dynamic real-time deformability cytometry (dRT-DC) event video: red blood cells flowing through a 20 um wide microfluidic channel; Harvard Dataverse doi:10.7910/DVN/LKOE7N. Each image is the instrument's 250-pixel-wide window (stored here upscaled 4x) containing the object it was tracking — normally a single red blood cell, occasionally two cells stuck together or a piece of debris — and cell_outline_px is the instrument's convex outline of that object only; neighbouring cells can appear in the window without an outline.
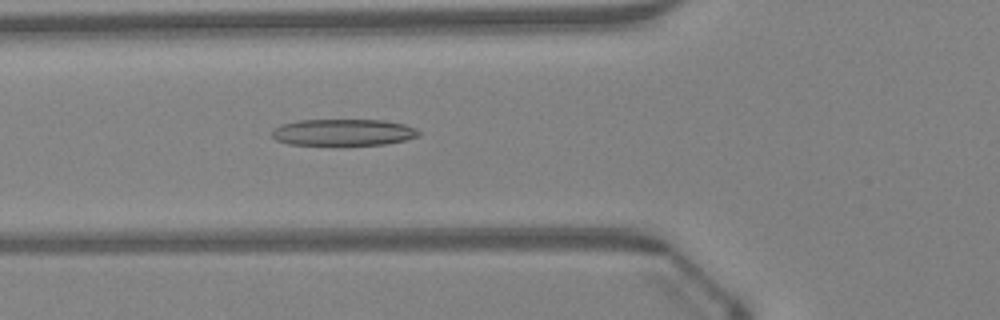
{"species": "Egyptian fruit bat (a non-hibernating species)", "species_latin": "Rousettus aegyptiacus", "temperature_condition": "warm", "stored_images_in_passage": 47, "camera_frame_rate_fps": 3000, "um_per_image_px": 0.085, "animal": {"sex": "female"}, "frame": {"image": 1, "passage_image": 17, "time_ms": 5.333, "image_size_px": [1000, 320], "cell_outline_px": [[420, 132], [416, 136], [404, 140], [384, 144], [288, 144], [276, 140], [272, 136], [272, 128], [280, 124], [300, 120], [384, 120], [404, 124], [416, 128]], "centroid_in_image_um": [29.13, 11.23], "position_along_channel_um": 96.7, "area_um2": 22.48}}
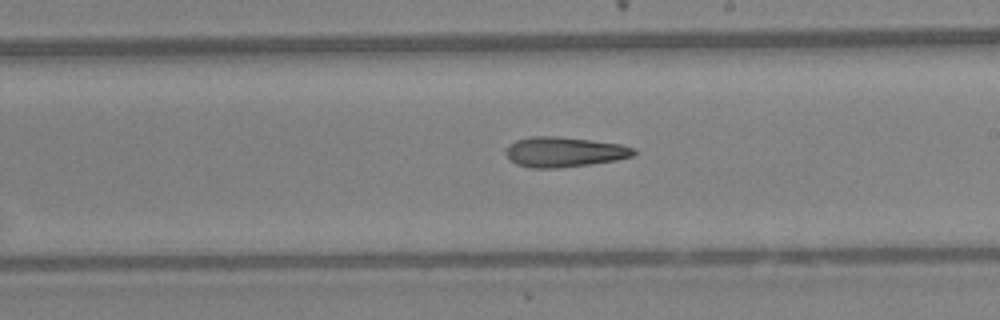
{"frame": {"image": 2, "passage_image": 27, "time_ms": 8.667, "image_size_px": [1000, 320], "cell_outline_px": [[636, 152], [632, 156], [616, 160], [592, 164], [556, 168], [532, 168], [516, 164], [504, 152], [516, 140], [532, 136], [556, 136], [592, 140], [620, 144], [636, 148]], "centroid_in_image_um": [47.99, 12.91], "position_along_channel_um": 241.0, "area_um2": 22.31}}
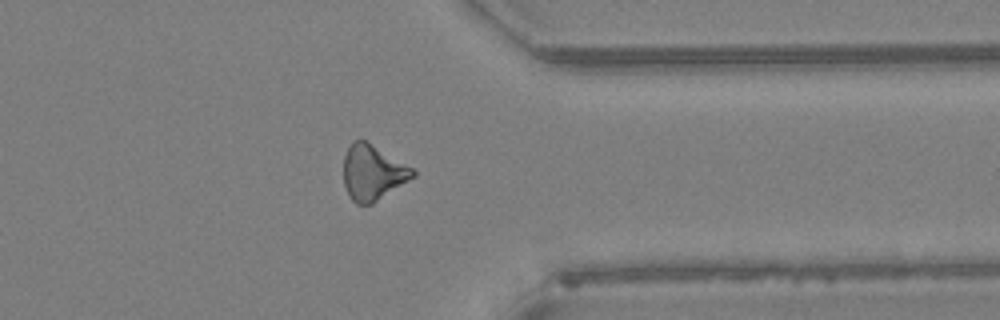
{"frame": {"image": 3, "passage_image": 37, "time_ms": 12.0, "image_size_px": [1000, 320], "cell_outline_px": [[416, 176], [372, 204], [356, 204], [352, 200], [344, 184], [344, 156], [352, 140], [364, 140], [412, 168], [416, 172]], "centroid_in_image_um": [31.67, 14.69], "position_along_channel_um": 379.7, "area_um2": 21.91}, "authors_computed_cell_mechanics": {"area_um2": 22.4842, "velocity_mm_per_s": 4.35, "shape_relaxation_time_tau1_ms": null, "shape_relaxation_time_tau2_ms": 10.4645, "deformation_change_tau1": null, "deformation_change_tau2": 0.3039}}